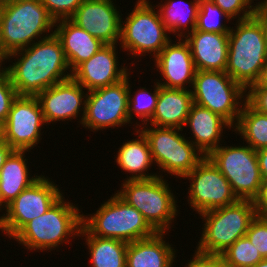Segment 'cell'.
I'll return each instance as SVG.
<instances>
[{
	"label": "cell",
	"instance_id": "6da1fadb",
	"mask_svg": "<svg viewBox=\"0 0 267 267\" xmlns=\"http://www.w3.org/2000/svg\"><path fill=\"white\" fill-rule=\"evenodd\" d=\"M20 57V58H19ZM15 62L6 67L18 96H37L43 90L72 76L62 43L54 34L7 55Z\"/></svg>",
	"mask_w": 267,
	"mask_h": 267
},
{
	"label": "cell",
	"instance_id": "7a4b0ae2",
	"mask_svg": "<svg viewBox=\"0 0 267 267\" xmlns=\"http://www.w3.org/2000/svg\"><path fill=\"white\" fill-rule=\"evenodd\" d=\"M54 26L41 0L5 2L0 13V49L6 55L22 50L54 34Z\"/></svg>",
	"mask_w": 267,
	"mask_h": 267
},
{
	"label": "cell",
	"instance_id": "3957f363",
	"mask_svg": "<svg viewBox=\"0 0 267 267\" xmlns=\"http://www.w3.org/2000/svg\"><path fill=\"white\" fill-rule=\"evenodd\" d=\"M79 211L77 205L62 196L44 214L25 224L12 239L29 251L60 249L61 244L70 243V237H79L82 227V211Z\"/></svg>",
	"mask_w": 267,
	"mask_h": 267
},
{
	"label": "cell",
	"instance_id": "277c9868",
	"mask_svg": "<svg viewBox=\"0 0 267 267\" xmlns=\"http://www.w3.org/2000/svg\"><path fill=\"white\" fill-rule=\"evenodd\" d=\"M237 23L236 29L232 27L229 32L225 72L247 90L258 81L267 61L265 35L254 15Z\"/></svg>",
	"mask_w": 267,
	"mask_h": 267
},
{
	"label": "cell",
	"instance_id": "5b68a950",
	"mask_svg": "<svg viewBox=\"0 0 267 267\" xmlns=\"http://www.w3.org/2000/svg\"><path fill=\"white\" fill-rule=\"evenodd\" d=\"M167 181L163 175L151 179H124L121 189L116 192L128 205L136 208L156 232L166 234L179 214L177 198Z\"/></svg>",
	"mask_w": 267,
	"mask_h": 267
},
{
	"label": "cell",
	"instance_id": "8992f818",
	"mask_svg": "<svg viewBox=\"0 0 267 267\" xmlns=\"http://www.w3.org/2000/svg\"><path fill=\"white\" fill-rule=\"evenodd\" d=\"M82 227L100 238L119 239L127 243L153 236L156 231L143 215L116 193L103 202L95 213H82Z\"/></svg>",
	"mask_w": 267,
	"mask_h": 267
},
{
	"label": "cell",
	"instance_id": "52a82bcc",
	"mask_svg": "<svg viewBox=\"0 0 267 267\" xmlns=\"http://www.w3.org/2000/svg\"><path fill=\"white\" fill-rule=\"evenodd\" d=\"M199 215L205 223L196 249L203 253L221 255L237 239L246 235L256 212L252 200H238Z\"/></svg>",
	"mask_w": 267,
	"mask_h": 267
},
{
	"label": "cell",
	"instance_id": "ba28073f",
	"mask_svg": "<svg viewBox=\"0 0 267 267\" xmlns=\"http://www.w3.org/2000/svg\"><path fill=\"white\" fill-rule=\"evenodd\" d=\"M135 124L146 137L153 162L162 173L183 178L205 158L190 142L191 137L187 139L183 133L180 134L182 129Z\"/></svg>",
	"mask_w": 267,
	"mask_h": 267
},
{
	"label": "cell",
	"instance_id": "9c48e42d",
	"mask_svg": "<svg viewBox=\"0 0 267 267\" xmlns=\"http://www.w3.org/2000/svg\"><path fill=\"white\" fill-rule=\"evenodd\" d=\"M149 1L137 0L126 19H121L119 47L121 45L124 51H129L127 54H131L132 58L145 56L146 53L155 58L171 40L157 7Z\"/></svg>",
	"mask_w": 267,
	"mask_h": 267
},
{
	"label": "cell",
	"instance_id": "30bf717a",
	"mask_svg": "<svg viewBox=\"0 0 267 267\" xmlns=\"http://www.w3.org/2000/svg\"><path fill=\"white\" fill-rule=\"evenodd\" d=\"M191 93L193 103L219 114L233 127L246 101V90L225 71L196 70Z\"/></svg>",
	"mask_w": 267,
	"mask_h": 267
},
{
	"label": "cell",
	"instance_id": "8fae6325",
	"mask_svg": "<svg viewBox=\"0 0 267 267\" xmlns=\"http://www.w3.org/2000/svg\"><path fill=\"white\" fill-rule=\"evenodd\" d=\"M222 145L207 157L229 181L239 200H253L262 183L256 150L247 144Z\"/></svg>",
	"mask_w": 267,
	"mask_h": 267
},
{
	"label": "cell",
	"instance_id": "7c38bea8",
	"mask_svg": "<svg viewBox=\"0 0 267 267\" xmlns=\"http://www.w3.org/2000/svg\"><path fill=\"white\" fill-rule=\"evenodd\" d=\"M59 186L41 174L0 215V230L11 239L25 224L44 214L63 195ZM6 213V214H5Z\"/></svg>",
	"mask_w": 267,
	"mask_h": 267
},
{
	"label": "cell",
	"instance_id": "4fadbf2b",
	"mask_svg": "<svg viewBox=\"0 0 267 267\" xmlns=\"http://www.w3.org/2000/svg\"><path fill=\"white\" fill-rule=\"evenodd\" d=\"M128 76L120 82L87 92L81 125L92 132L132 124L128 116Z\"/></svg>",
	"mask_w": 267,
	"mask_h": 267
},
{
	"label": "cell",
	"instance_id": "5bb4252c",
	"mask_svg": "<svg viewBox=\"0 0 267 267\" xmlns=\"http://www.w3.org/2000/svg\"><path fill=\"white\" fill-rule=\"evenodd\" d=\"M189 179L188 204L196 213L201 214L237 202L229 181L219 169L205 157L182 179Z\"/></svg>",
	"mask_w": 267,
	"mask_h": 267
},
{
	"label": "cell",
	"instance_id": "9a60e30c",
	"mask_svg": "<svg viewBox=\"0 0 267 267\" xmlns=\"http://www.w3.org/2000/svg\"><path fill=\"white\" fill-rule=\"evenodd\" d=\"M46 124L36 96H17L9 111L5 126V142L14 150L31 151L41 140Z\"/></svg>",
	"mask_w": 267,
	"mask_h": 267
},
{
	"label": "cell",
	"instance_id": "2e32d148",
	"mask_svg": "<svg viewBox=\"0 0 267 267\" xmlns=\"http://www.w3.org/2000/svg\"><path fill=\"white\" fill-rule=\"evenodd\" d=\"M83 90L86 89L71 77L39 93L36 97L39 100L46 124L71 121L77 117H80L81 120L78 122L81 124L87 96V92ZM80 114L82 115L80 116Z\"/></svg>",
	"mask_w": 267,
	"mask_h": 267
},
{
	"label": "cell",
	"instance_id": "e0dca14e",
	"mask_svg": "<svg viewBox=\"0 0 267 267\" xmlns=\"http://www.w3.org/2000/svg\"><path fill=\"white\" fill-rule=\"evenodd\" d=\"M116 8L113 0H84L70 19L102 43L117 44L122 16Z\"/></svg>",
	"mask_w": 267,
	"mask_h": 267
},
{
	"label": "cell",
	"instance_id": "ac0fdd59",
	"mask_svg": "<svg viewBox=\"0 0 267 267\" xmlns=\"http://www.w3.org/2000/svg\"><path fill=\"white\" fill-rule=\"evenodd\" d=\"M118 44H105L91 58L81 63L72 78L87 92L116 84L130 75L126 66H120L117 57Z\"/></svg>",
	"mask_w": 267,
	"mask_h": 267
},
{
	"label": "cell",
	"instance_id": "d6986e66",
	"mask_svg": "<svg viewBox=\"0 0 267 267\" xmlns=\"http://www.w3.org/2000/svg\"><path fill=\"white\" fill-rule=\"evenodd\" d=\"M172 41L171 38L154 58L157 72L159 71L160 75L163 76L162 78L165 79L156 81L165 88L191 90L189 87L192 88L196 68L190 46L184 38H178V42L173 41V43Z\"/></svg>",
	"mask_w": 267,
	"mask_h": 267
},
{
	"label": "cell",
	"instance_id": "ffe728a7",
	"mask_svg": "<svg viewBox=\"0 0 267 267\" xmlns=\"http://www.w3.org/2000/svg\"><path fill=\"white\" fill-rule=\"evenodd\" d=\"M229 33L194 30L186 35L196 70L225 71Z\"/></svg>",
	"mask_w": 267,
	"mask_h": 267
},
{
	"label": "cell",
	"instance_id": "44dd1931",
	"mask_svg": "<svg viewBox=\"0 0 267 267\" xmlns=\"http://www.w3.org/2000/svg\"><path fill=\"white\" fill-rule=\"evenodd\" d=\"M190 127V142L207 157L214 149L218 148L223 139V130L234 128L226 119L209 109L193 103L184 125Z\"/></svg>",
	"mask_w": 267,
	"mask_h": 267
},
{
	"label": "cell",
	"instance_id": "7402d4cb",
	"mask_svg": "<svg viewBox=\"0 0 267 267\" xmlns=\"http://www.w3.org/2000/svg\"><path fill=\"white\" fill-rule=\"evenodd\" d=\"M55 27L57 28H54V33L62 43L64 55L71 72L105 45L76 25L71 19L55 21Z\"/></svg>",
	"mask_w": 267,
	"mask_h": 267
},
{
	"label": "cell",
	"instance_id": "603a6c76",
	"mask_svg": "<svg viewBox=\"0 0 267 267\" xmlns=\"http://www.w3.org/2000/svg\"><path fill=\"white\" fill-rule=\"evenodd\" d=\"M165 235V232H156L151 237L128 243L126 267H173L176 250L165 241Z\"/></svg>",
	"mask_w": 267,
	"mask_h": 267
},
{
	"label": "cell",
	"instance_id": "cb8c5ba5",
	"mask_svg": "<svg viewBox=\"0 0 267 267\" xmlns=\"http://www.w3.org/2000/svg\"><path fill=\"white\" fill-rule=\"evenodd\" d=\"M192 104L191 90L165 88L159 85L155 111L147 124L183 130Z\"/></svg>",
	"mask_w": 267,
	"mask_h": 267
},
{
	"label": "cell",
	"instance_id": "d4e9b609",
	"mask_svg": "<svg viewBox=\"0 0 267 267\" xmlns=\"http://www.w3.org/2000/svg\"><path fill=\"white\" fill-rule=\"evenodd\" d=\"M27 152L14 150L7 158L0 171V211L4 210L26 188L31 186L41 175L31 176ZM27 162V163H26ZM32 177V178H31Z\"/></svg>",
	"mask_w": 267,
	"mask_h": 267
},
{
	"label": "cell",
	"instance_id": "484cf974",
	"mask_svg": "<svg viewBox=\"0 0 267 267\" xmlns=\"http://www.w3.org/2000/svg\"><path fill=\"white\" fill-rule=\"evenodd\" d=\"M136 139L123 142L115 156V162L122 169L130 174L126 180L151 179L158 177L159 173H148L147 170L154 165L150 147L144 134L136 129ZM139 133V134H138ZM147 172V173H146ZM132 174V175H131Z\"/></svg>",
	"mask_w": 267,
	"mask_h": 267
},
{
	"label": "cell",
	"instance_id": "4316f807",
	"mask_svg": "<svg viewBox=\"0 0 267 267\" xmlns=\"http://www.w3.org/2000/svg\"><path fill=\"white\" fill-rule=\"evenodd\" d=\"M165 1L166 2L163 4L161 1V3L155 7H157L162 22L165 24L169 33L172 32L174 35H177L178 38H184L186 35L193 32L197 25L199 0L189 2L188 0Z\"/></svg>",
	"mask_w": 267,
	"mask_h": 267
},
{
	"label": "cell",
	"instance_id": "83f0119b",
	"mask_svg": "<svg viewBox=\"0 0 267 267\" xmlns=\"http://www.w3.org/2000/svg\"><path fill=\"white\" fill-rule=\"evenodd\" d=\"M85 236V243L91 267H126L128 243L119 239L100 238L89 234L81 227L79 237Z\"/></svg>",
	"mask_w": 267,
	"mask_h": 267
},
{
	"label": "cell",
	"instance_id": "f1b7e54d",
	"mask_svg": "<svg viewBox=\"0 0 267 267\" xmlns=\"http://www.w3.org/2000/svg\"><path fill=\"white\" fill-rule=\"evenodd\" d=\"M245 143L258 151L267 148V114L254 109L247 101L243 103L237 124L233 128Z\"/></svg>",
	"mask_w": 267,
	"mask_h": 267
},
{
	"label": "cell",
	"instance_id": "f546056e",
	"mask_svg": "<svg viewBox=\"0 0 267 267\" xmlns=\"http://www.w3.org/2000/svg\"><path fill=\"white\" fill-rule=\"evenodd\" d=\"M128 75V91H129V104H128V116L131 123L134 117H138L142 124H147L155 111L158 95H159V84L154 82V91L149 92L146 87H139L138 91L133 92L134 95H131V84L129 83ZM133 96V97H132ZM135 113V114H134ZM136 115V116H135ZM134 116V117H133Z\"/></svg>",
	"mask_w": 267,
	"mask_h": 267
},
{
	"label": "cell",
	"instance_id": "4dcf8cb0",
	"mask_svg": "<svg viewBox=\"0 0 267 267\" xmlns=\"http://www.w3.org/2000/svg\"><path fill=\"white\" fill-rule=\"evenodd\" d=\"M221 256L227 267H253L263 260L246 235L237 239Z\"/></svg>",
	"mask_w": 267,
	"mask_h": 267
},
{
	"label": "cell",
	"instance_id": "1f68e13d",
	"mask_svg": "<svg viewBox=\"0 0 267 267\" xmlns=\"http://www.w3.org/2000/svg\"><path fill=\"white\" fill-rule=\"evenodd\" d=\"M225 23H221L222 19ZM231 19L212 0H199L196 30L203 32L229 33L231 26L226 22Z\"/></svg>",
	"mask_w": 267,
	"mask_h": 267
},
{
	"label": "cell",
	"instance_id": "d6a6232c",
	"mask_svg": "<svg viewBox=\"0 0 267 267\" xmlns=\"http://www.w3.org/2000/svg\"><path fill=\"white\" fill-rule=\"evenodd\" d=\"M246 236L262 258L267 259V216L256 215L249 225Z\"/></svg>",
	"mask_w": 267,
	"mask_h": 267
},
{
	"label": "cell",
	"instance_id": "836d02e7",
	"mask_svg": "<svg viewBox=\"0 0 267 267\" xmlns=\"http://www.w3.org/2000/svg\"><path fill=\"white\" fill-rule=\"evenodd\" d=\"M231 20H243L253 16L254 0H212ZM253 1V2H252ZM252 4V5H251ZM242 14V15H241Z\"/></svg>",
	"mask_w": 267,
	"mask_h": 267
},
{
	"label": "cell",
	"instance_id": "e575fe53",
	"mask_svg": "<svg viewBox=\"0 0 267 267\" xmlns=\"http://www.w3.org/2000/svg\"><path fill=\"white\" fill-rule=\"evenodd\" d=\"M55 20L70 19L84 0H41Z\"/></svg>",
	"mask_w": 267,
	"mask_h": 267
},
{
	"label": "cell",
	"instance_id": "d590c367",
	"mask_svg": "<svg viewBox=\"0 0 267 267\" xmlns=\"http://www.w3.org/2000/svg\"><path fill=\"white\" fill-rule=\"evenodd\" d=\"M18 94L6 74L0 79V120L6 122L13 101Z\"/></svg>",
	"mask_w": 267,
	"mask_h": 267
},
{
	"label": "cell",
	"instance_id": "8d00e7d4",
	"mask_svg": "<svg viewBox=\"0 0 267 267\" xmlns=\"http://www.w3.org/2000/svg\"><path fill=\"white\" fill-rule=\"evenodd\" d=\"M193 259L188 260L186 267H227L221 255L203 253L195 250Z\"/></svg>",
	"mask_w": 267,
	"mask_h": 267
},
{
	"label": "cell",
	"instance_id": "74e56055",
	"mask_svg": "<svg viewBox=\"0 0 267 267\" xmlns=\"http://www.w3.org/2000/svg\"><path fill=\"white\" fill-rule=\"evenodd\" d=\"M246 93V101L257 111L267 114V87H249Z\"/></svg>",
	"mask_w": 267,
	"mask_h": 267
},
{
	"label": "cell",
	"instance_id": "f35d334b",
	"mask_svg": "<svg viewBox=\"0 0 267 267\" xmlns=\"http://www.w3.org/2000/svg\"><path fill=\"white\" fill-rule=\"evenodd\" d=\"M252 201L256 215L267 216V180H262L259 192Z\"/></svg>",
	"mask_w": 267,
	"mask_h": 267
},
{
	"label": "cell",
	"instance_id": "ab89813d",
	"mask_svg": "<svg viewBox=\"0 0 267 267\" xmlns=\"http://www.w3.org/2000/svg\"><path fill=\"white\" fill-rule=\"evenodd\" d=\"M260 22L263 27L264 35H265V42H266V49H267V8L265 7H255V11L253 14Z\"/></svg>",
	"mask_w": 267,
	"mask_h": 267
},
{
	"label": "cell",
	"instance_id": "60d3db41",
	"mask_svg": "<svg viewBox=\"0 0 267 267\" xmlns=\"http://www.w3.org/2000/svg\"><path fill=\"white\" fill-rule=\"evenodd\" d=\"M262 180H267V148L256 151Z\"/></svg>",
	"mask_w": 267,
	"mask_h": 267
},
{
	"label": "cell",
	"instance_id": "b9f144b4",
	"mask_svg": "<svg viewBox=\"0 0 267 267\" xmlns=\"http://www.w3.org/2000/svg\"><path fill=\"white\" fill-rule=\"evenodd\" d=\"M13 151L14 149L7 142L0 144V171Z\"/></svg>",
	"mask_w": 267,
	"mask_h": 267
},
{
	"label": "cell",
	"instance_id": "7bdbcfd3",
	"mask_svg": "<svg viewBox=\"0 0 267 267\" xmlns=\"http://www.w3.org/2000/svg\"><path fill=\"white\" fill-rule=\"evenodd\" d=\"M250 87H267V61L261 70L258 81Z\"/></svg>",
	"mask_w": 267,
	"mask_h": 267
},
{
	"label": "cell",
	"instance_id": "ee69618b",
	"mask_svg": "<svg viewBox=\"0 0 267 267\" xmlns=\"http://www.w3.org/2000/svg\"><path fill=\"white\" fill-rule=\"evenodd\" d=\"M7 60V55L0 49V79L6 75V66H2V64L4 65L5 63L4 62H7L5 61Z\"/></svg>",
	"mask_w": 267,
	"mask_h": 267
},
{
	"label": "cell",
	"instance_id": "f6af8a7d",
	"mask_svg": "<svg viewBox=\"0 0 267 267\" xmlns=\"http://www.w3.org/2000/svg\"><path fill=\"white\" fill-rule=\"evenodd\" d=\"M5 142V126L4 122L0 120V144Z\"/></svg>",
	"mask_w": 267,
	"mask_h": 267
},
{
	"label": "cell",
	"instance_id": "bcb514c9",
	"mask_svg": "<svg viewBox=\"0 0 267 267\" xmlns=\"http://www.w3.org/2000/svg\"><path fill=\"white\" fill-rule=\"evenodd\" d=\"M253 267H267V259H263Z\"/></svg>",
	"mask_w": 267,
	"mask_h": 267
},
{
	"label": "cell",
	"instance_id": "7dc6e473",
	"mask_svg": "<svg viewBox=\"0 0 267 267\" xmlns=\"http://www.w3.org/2000/svg\"><path fill=\"white\" fill-rule=\"evenodd\" d=\"M255 7H265V8H267V0H262L261 2H257Z\"/></svg>",
	"mask_w": 267,
	"mask_h": 267
},
{
	"label": "cell",
	"instance_id": "c3c4849f",
	"mask_svg": "<svg viewBox=\"0 0 267 267\" xmlns=\"http://www.w3.org/2000/svg\"><path fill=\"white\" fill-rule=\"evenodd\" d=\"M8 1H12V0H0V2L2 3L8 2Z\"/></svg>",
	"mask_w": 267,
	"mask_h": 267
},
{
	"label": "cell",
	"instance_id": "681fc988",
	"mask_svg": "<svg viewBox=\"0 0 267 267\" xmlns=\"http://www.w3.org/2000/svg\"><path fill=\"white\" fill-rule=\"evenodd\" d=\"M2 6H3V3L0 2V13H1V10H2Z\"/></svg>",
	"mask_w": 267,
	"mask_h": 267
}]
</instances>
